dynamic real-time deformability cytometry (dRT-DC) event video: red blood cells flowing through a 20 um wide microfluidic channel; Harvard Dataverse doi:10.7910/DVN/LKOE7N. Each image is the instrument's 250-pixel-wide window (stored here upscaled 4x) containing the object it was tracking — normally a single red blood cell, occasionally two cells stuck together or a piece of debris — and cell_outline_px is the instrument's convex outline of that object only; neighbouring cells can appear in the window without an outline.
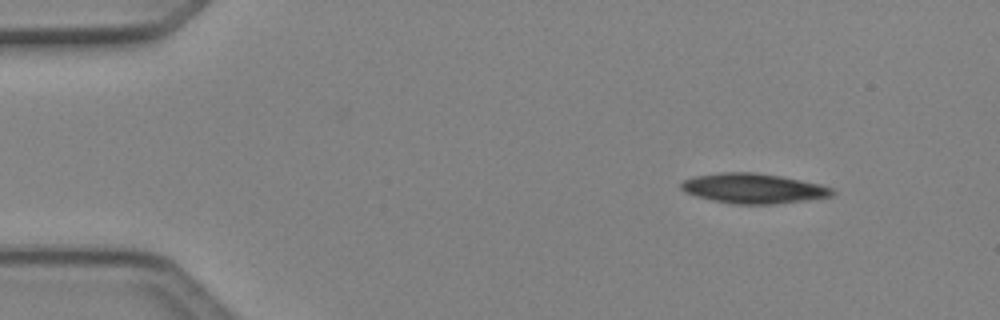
{"species": "Egyptian fruit bat (a non-hibernating species)", "species_latin": "Rousettus aegyptiacus", "temperature_condition": "cold", "stored_images_in_passage": 6, "camera_frame_rate_fps": 3000, "um_per_image_px": 0.085, "animal": {"sex": "female"}, "frame": {"image": 1, "passage_image": 1, "time_ms": 0.0, "image_size_px": [1000, 320], "cell_outline_px": [[836, 192], [832, 196], [808, 200], [776, 204], [732, 204], [712, 200], [696, 196], [684, 192], [680, 188], [680, 184], [684, 180], [696, 176], [720, 172], [752, 172], [780, 176], [820, 184], [832, 188]], "centroid_in_image_um": [64.04, 16.02], "position_along_channel_um": 21.0, "area_um2": 26.41}}
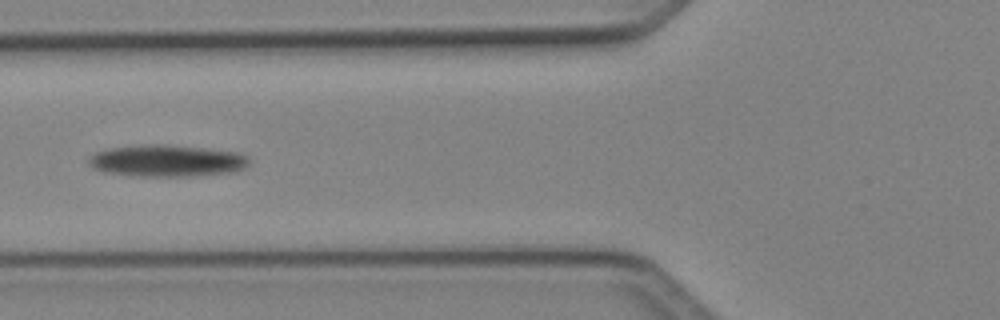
{"frame": {"image": 2, "passage_image": 5, "time_ms": 1.333, "image_size_px": [1000, 320], "cell_outline_px": [[248, 164], [244, 168], [236, 172], [196, 176], [132, 176], [104, 172], [88, 164], [88, 156], [96, 152], [112, 148], [156, 144], [160, 144], [200, 148], [236, 152], [244, 156], [248, 160]], "centroid_in_image_um": [14.17, 13.69], "position_along_channel_um": 111.6, "area_um2": 29.42}}
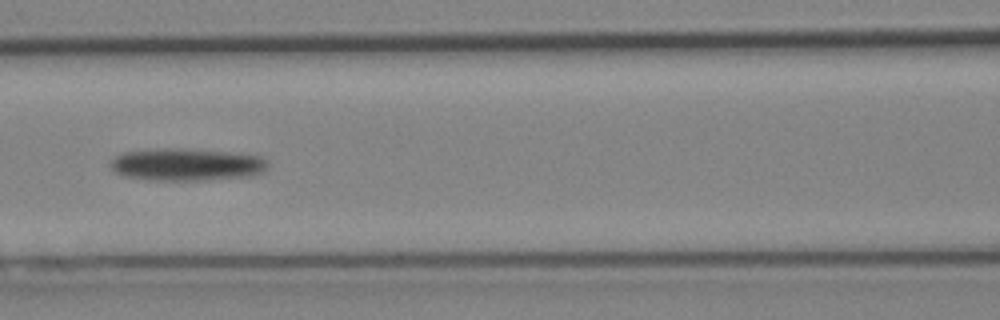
{"frame": {"image": 3, "passage_image": 6, "time_ms": 1.667, "image_size_px": [1000, 320], "cell_outline_px": [[268, 168], [252, 176], [208, 180], [148, 180], [124, 176], [116, 172], [108, 164], [116, 156], [124, 152], [224, 152], [260, 156], [268, 164]], "centroid_in_image_um": [15.9, 14.07], "position_along_channel_um": 150.7, "area_um2": 27.86}}